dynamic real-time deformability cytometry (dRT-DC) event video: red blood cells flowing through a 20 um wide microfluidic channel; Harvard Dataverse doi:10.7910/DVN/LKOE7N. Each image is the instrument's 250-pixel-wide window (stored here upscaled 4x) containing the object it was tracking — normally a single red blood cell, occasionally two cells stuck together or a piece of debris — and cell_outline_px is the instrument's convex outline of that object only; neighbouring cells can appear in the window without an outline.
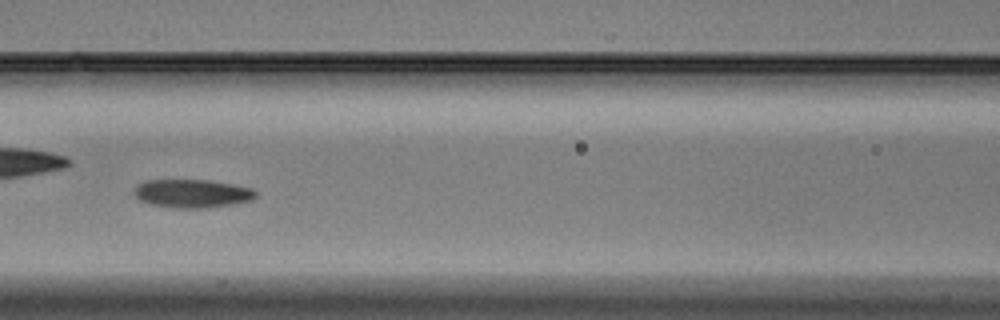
{"species": "Egyptian fruit bat (a non-hibernating species)", "species_latin": "Rousettus aegyptiacus", "temperature_condition": "warm", "stored_images_in_passage": 39, "camera_frame_rate_fps": 3000, "um_per_image_px": 0.085, "animal": {"sex": "male"}, "frame": {"image": 1, "passage_image": 12, "time_ms": 3.667, "image_size_px": [1000, 320], "cell_outline_px": [[256, 196], [252, 200], [232, 204], [204, 208], [176, 208], [152, 204], [140, 200], [132, 192], [136, 184], [144, 180], [208, 180], [232, 184], [252, 188], [256, 192]], "centroid_in_image_um": [16.3, 16.44], "position_along_channel_um": 150.3, "area_um2": 20.11}}
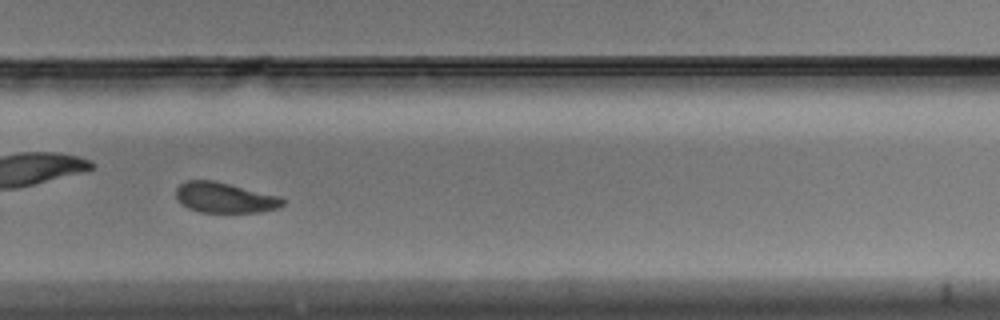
{"frame": {"image": 2, "passage_image": 23, "time_ms": 7.333, "image_size_px": [1000, 320], "cell_outline_px": [[284, 204], [280, 208], [260, 212], [200, 212], [188, 208], [180, 204], [176, 200], [176, 188], [180, 184], [188, 180], [212, 180], [280, 196], [284, 200]], "centroid_in_image_um": [19.08, 16.81], "position_along_channel_um": 310.7, "area_um2": 18.96}}
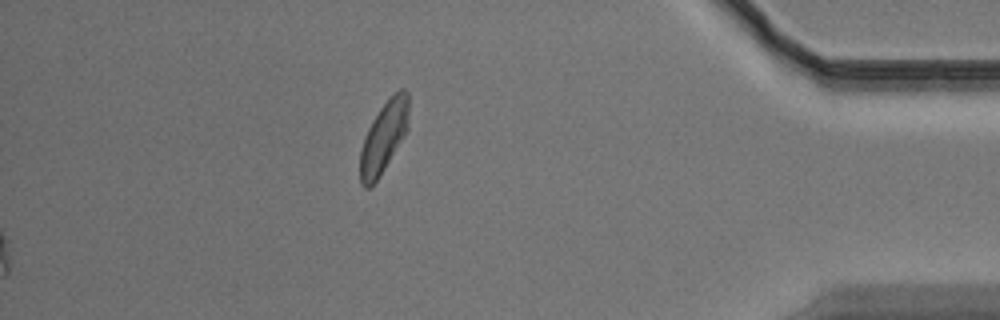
{"frame": {"image": 3, "passage_image": 39, "time_ms": 12.667, "image_size_px": [1000, 320], "cell_outline_px": [[408, 128], [384, 168], [376, 180], [368, 188], [364, 188], [360, 184], [360, 152], [364, 136], [372, 120], [380, 108], [400, 88], [404, 88], [408, 92]], "centroid_in_image_um": [32.6, 11.64], "position_along_channel_um": 402.6, "area_um2": 19.71}}